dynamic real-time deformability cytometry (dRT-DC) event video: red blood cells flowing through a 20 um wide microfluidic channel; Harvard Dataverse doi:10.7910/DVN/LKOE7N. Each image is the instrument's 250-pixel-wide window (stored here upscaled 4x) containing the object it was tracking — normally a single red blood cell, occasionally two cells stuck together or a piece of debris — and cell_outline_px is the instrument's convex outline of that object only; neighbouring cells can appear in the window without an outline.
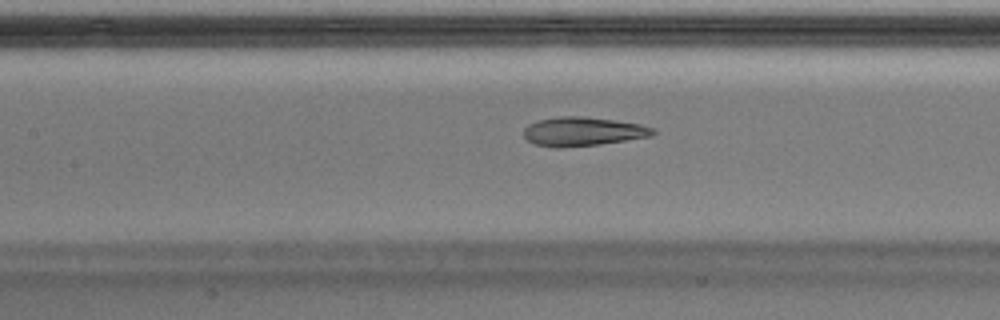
{"species": "Egyptian fruit bat (a non-hibernating species)", "species_latin": "Rousettus aegyptiacus", "temperature_condition": "warm", "stored_images_in_passage": 50, "camera_frame_rate_fps": 3000, "um_per_image_px": 0.085, "animal": {"sex": "male"}, "frame": {"image": 1, "passage_image": 23, "time_ms": 7.333, "image_size_px": [1000, 320], "cell_outline_px": [[656, 132], [652, 136], [600, 144], [560, 148], [552, 148], [536, 144], [528, 140], [524, 136], [524, 128], [528, 124], [536, 120], [560, 116], [584, 116], [640, 124], [656, 128]], "centroid_in_image_um": [49.53, 11.18], "position_along_channel_um": 157.9, "area_um2": 21.91}}
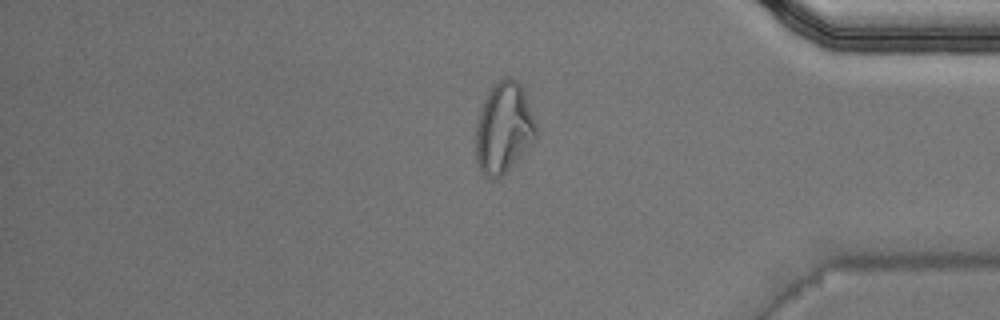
{"frame": {"image": 2, "passage_image": 42, "time_ms": 13.667, "image_size_px": [1000, 320], "cell_outline_px": [[536, 136], [532, 144], [504, 176], [496, 180], [488, 180], [480, 172], [476, 164], [476, 124], [480, 108], [492, 84], [496, 80], [508, 76], [516, 80], [520, 84], [524, 92], [536, 124]], "centroid_in_image_um": [42.79, 10.93], "position_along_channel_um": 392.4, "area_um2": 32.54}}
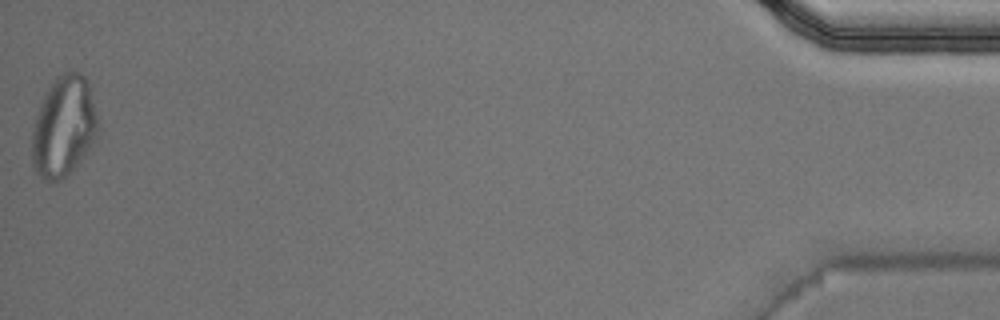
{"frame": {"image": 3, "passage_image": 50, "time_ms": 16.333, "image_size_px": [1000, 320], "cell_outline_px": [[100, 128], [92, 144], [76, 164], [60, 180], [44, 180], [36, 172], [32, 164], [32, 132], [36, 116], [40, 104], [48, 88], [64, 72], [80, 72], [88, 80], [100, 124]], "centroid_in_image_um": [5.43, 10.74], "position_along_channel_um": 429.8, "area_um2": 38.26}, "authors_computed_cell_mechanics": {"area_um2": 22.3108, "velocity_mm_per_s": 4.0598, "shape_relaxation_time_tau1_ms": null, "shape_relaxation_time_tau2_ms": 2.179, "deformation_change_tau1": null, "deformation_change_tau2": 0.098}}